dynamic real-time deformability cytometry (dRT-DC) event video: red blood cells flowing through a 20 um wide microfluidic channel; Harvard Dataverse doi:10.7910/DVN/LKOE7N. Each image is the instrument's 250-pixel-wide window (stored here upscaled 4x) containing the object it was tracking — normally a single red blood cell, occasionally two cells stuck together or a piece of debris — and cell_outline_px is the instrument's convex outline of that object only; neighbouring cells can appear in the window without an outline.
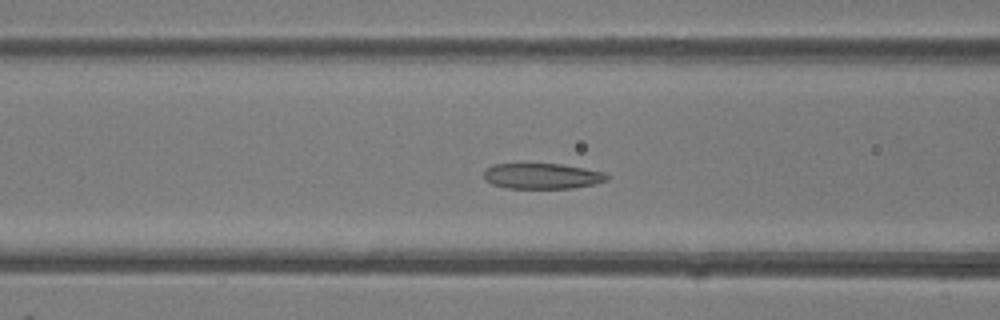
{"species": "common noctule bat (a hibernating species)", "species_latin": "Nyctalus noctula", "temperature_condition": "room temperature", "stored_images_in_passage": 48, "camera_frame_rate_fps": 3000, "um_per_image_px": 0.085, "animal": {"sex": "female"}, "frame": {"image": 1, "passage_image": 19, "time_ms": 6.0, "image_size_px": [1000, 320], "cell_outline_px": [[608, 180], [596, 184], [572, 188], [504, 188], [492, 184], [484, 180], [484, 172], [492, 164], [564, 164], [604, 172], [608, 176]], "centroid_in_image_um": [46.09, 14.97], "position_along_channel_um": 120.5, "area_um2": 18.44}}
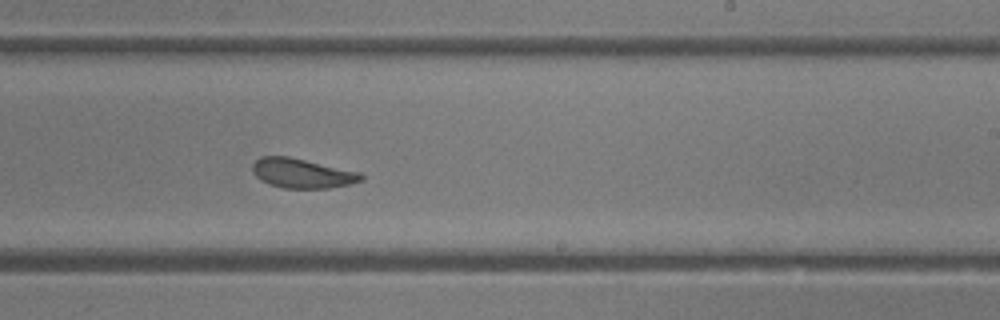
{"frame": {"image": 2, "passage_image": 29, "time_ms": 9.333, "image_size_px": [1000, 320], "cell_outline_px": [[364, 180], [352, 184], [328, 188], [284, 188], [268, 184], [260, 180], [252, 172], [252, 164], [260, 156], [288, 156], [360, 172], [364, 176]], "centroid_in_image_um": [25.68, 14.73], "position_along_channel_um": 263.3, "area_um2": 18.84}}
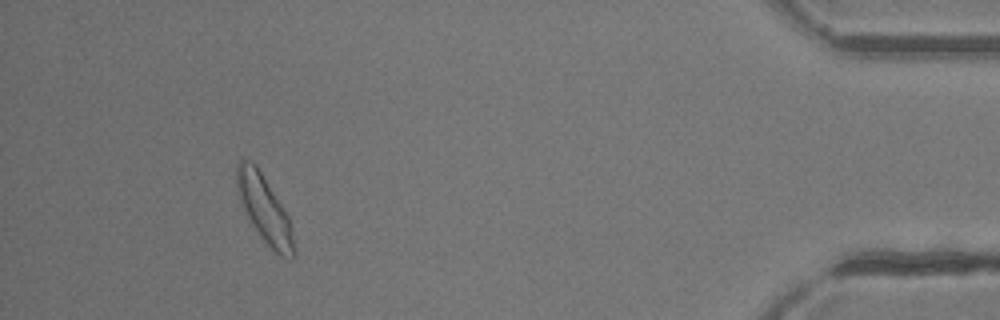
{"frame": {"image": 3, "passage_image": 44, "time_ms": 14.333, "image_size_px": [1000, 320], "cell_outline_px": [[296, 256], [292, 260], [280, 256], [264, 240], [240, 204], [236, 188], [236, 164], [240, 160], [252, 160], [256, 164], [288, 216], [296, 252]], "centroid_in_image_um": [22.46, 17.76], "position_along_channel_um": 412.7, "area_um2": 21.96}, "authors_computed_cell_mechanics": {"area_um2": 20.4323, "velocity_mm_per_s": 4.2882, "shape_relaxation_time_tau1_ms": 4.653, "shape_relaxation_time_tau2_ms": 1.6345, "deformation_change_tau1": 0.1332, "deformation_change_tau2": 0.0843}}